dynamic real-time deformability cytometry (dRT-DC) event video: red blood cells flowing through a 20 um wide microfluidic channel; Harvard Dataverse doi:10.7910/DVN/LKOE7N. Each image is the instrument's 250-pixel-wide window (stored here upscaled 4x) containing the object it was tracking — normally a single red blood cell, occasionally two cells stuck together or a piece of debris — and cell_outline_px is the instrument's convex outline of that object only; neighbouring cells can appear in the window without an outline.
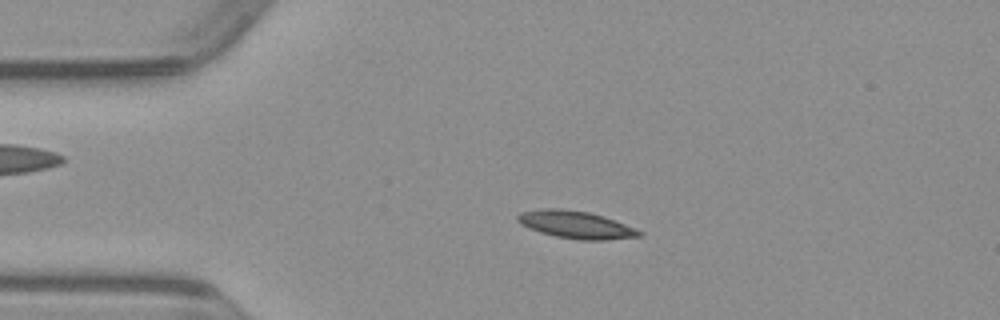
{"species": "common noctule bat (a hibernating species)", "species_latin": "Nyctalus noctula", "temperature_condition": "warm", "stored_images_in_passage": 50, "camera_frame_rate_fps": 3000, "um_per_image_px": 0.085, "animal": {"sex": "male", "body_mass_g": 23.1, "forearm_length_mm": 52.7}, "frame": {"image": 1, "passage_image": 10, "time_ms": 3.0, "image_size_px": [1000, 320], "cell_outline_px": [[644, 236], [604, 240], [580, 240], [556, 236], [540, 232], [520, 224], [516, 220], [516, 216], [520, 212], [540, 208], [560, 208], [588, 212], [604, 216], [636, 228], [644, 232]], "centroid_in_image_um": [48.96, 19.09], "position_along_channel_um": 36.0, "area_um2": 19.65}}
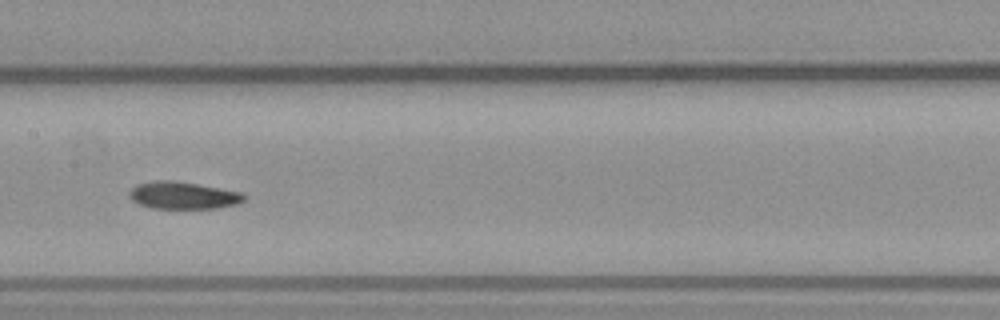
{"frame": {"image": 2, "passage_image": 24, "time_ms": 7.667, "image_size_px": [1000, 320], "cell_outline_px": [[248, 196], [244, 200], [236, 204], [220, 208], [152, 208], [140, 204], [132, 200], [128, 196], [128, 192], [136, 184], [156, 180], [176, 180], [244, 192]], "centroid_in_image_um": [15.59, 16.59], "position_along_channel_um": 191.8, "area_um2": 18.5}}
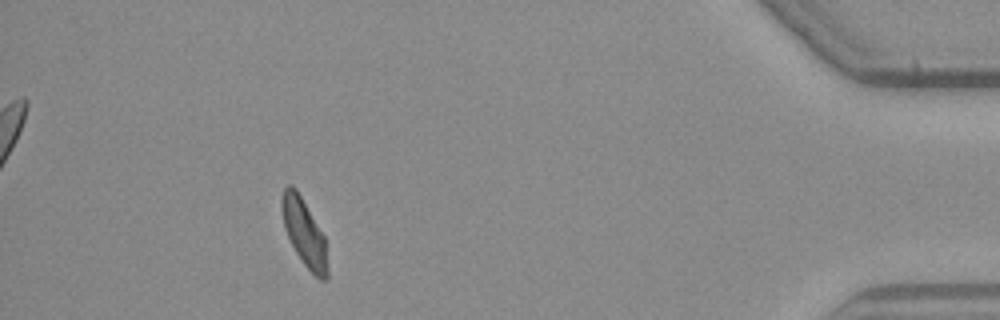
{"frame": {"image": 3, "passage_image": 45, "time_ms": 14.667, "image_size_px": [1000, 320], "cell_outline_px": [[328, 280], [320, 280], [304, 264], [296, 252], [284, 228], [280, 208], [280, 200], [284, 188], [288, 184], [292, 184], [296, 188], [324, 236], [328, 268]], "centroid_in_image_um": [25.83, 19.75], "position_along_channel_um": 409.4, "area_um2": 17.8}}